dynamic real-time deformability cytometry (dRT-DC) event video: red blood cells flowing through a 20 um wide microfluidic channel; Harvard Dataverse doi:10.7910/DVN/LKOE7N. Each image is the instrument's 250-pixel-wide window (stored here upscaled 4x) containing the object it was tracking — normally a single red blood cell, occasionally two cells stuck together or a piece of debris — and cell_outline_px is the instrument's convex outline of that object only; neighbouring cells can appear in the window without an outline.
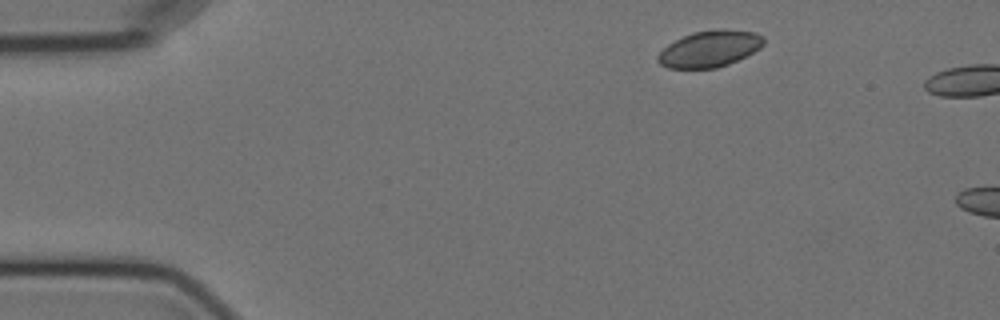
{"species": "Egyptian fruit bat (a non-hibernating species)", "species_latin": "Rousettus aegyptiacus", "temperature_condition": "cold", "stored_images_in_passage": 2, "camera_frame_rate_fps": 3000, "um_per_image_px": 0.085, "animal": {"sex": "female"}, "frame": {"image": 1, "passage_image": 1, "time_ms": 0.0, "image_size_px": [1000, 320], "cell_outline_px": [[764, 44], [760, 48], [728, 64], [716, 68], [668, 68], [660, 64], [656, 60], [656, 56], [668, 44], [692, 32], [720, 28], [756, 32], [764, 36]], "centroid_in_image_um": [60.32, 4.13], "position_along_channel_um": 24.7, "area_um2": 22.43}}